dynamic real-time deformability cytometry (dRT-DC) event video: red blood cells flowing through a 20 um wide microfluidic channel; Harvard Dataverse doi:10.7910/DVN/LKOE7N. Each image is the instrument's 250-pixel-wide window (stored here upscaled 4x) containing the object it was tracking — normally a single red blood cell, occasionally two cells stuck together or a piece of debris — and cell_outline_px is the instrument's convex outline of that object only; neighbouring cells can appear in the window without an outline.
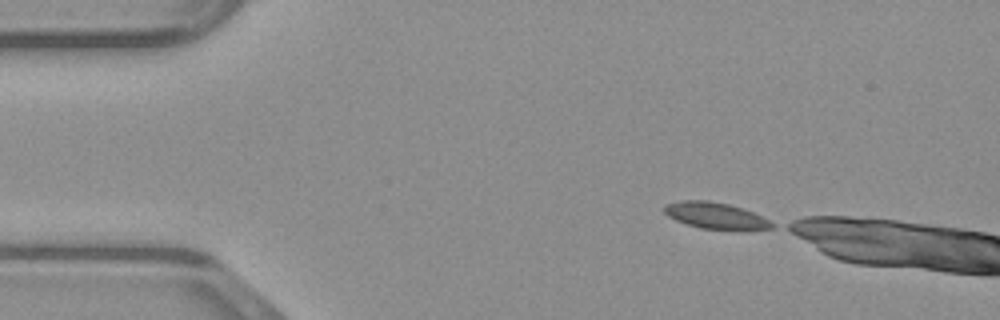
{"species": "common noctule bat (a hibernating species)", "species_latin": "Nyctalus noctula", "temperature_condition": "warm", "stored_images_in_passage": 9, "camera_frame_rate_fps": 3000, "um_per_image_px": 0.085, "animal": {"sex": "male", "body_mass_g": 23.1, "forearm_length_mm": 52.7}, "frame": {"image": 1, "passage_image": 1, "time_ms": 0.0, "image_size_px": [1000, 320], "cell_outline_px": [[776, 224], [772, 228], [700, 228], [676, 220], [668, 216], [664, 212], [664, 204], [680, 200], [708, 200], [728, 204], [752, 212]], "centroid_in_image_um": [60.72, 18.29], "position_along_channel_um": 24.3, "area_um2": 15.9}}
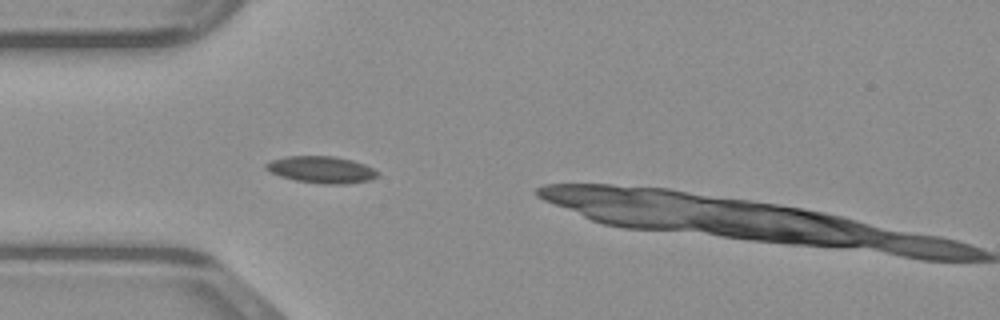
{"frame": {"image": 2, "passage_image": 8, "time_ms": 2.333, "image_size_px": [1000, 320], "cell_outline_px": [[380, 176], [368, 180], [348, 184], [324, 184], [296, 180], [280, 176], [264, 168], [264, 164], [272, 160], [288, 156], [336, 156], [352, 160], [364, 164], [380, 172]], "centroid_in_image_um": [27.35, 14.42], "position_along_channel_um": 57.6, "area_um2": 17.46}}